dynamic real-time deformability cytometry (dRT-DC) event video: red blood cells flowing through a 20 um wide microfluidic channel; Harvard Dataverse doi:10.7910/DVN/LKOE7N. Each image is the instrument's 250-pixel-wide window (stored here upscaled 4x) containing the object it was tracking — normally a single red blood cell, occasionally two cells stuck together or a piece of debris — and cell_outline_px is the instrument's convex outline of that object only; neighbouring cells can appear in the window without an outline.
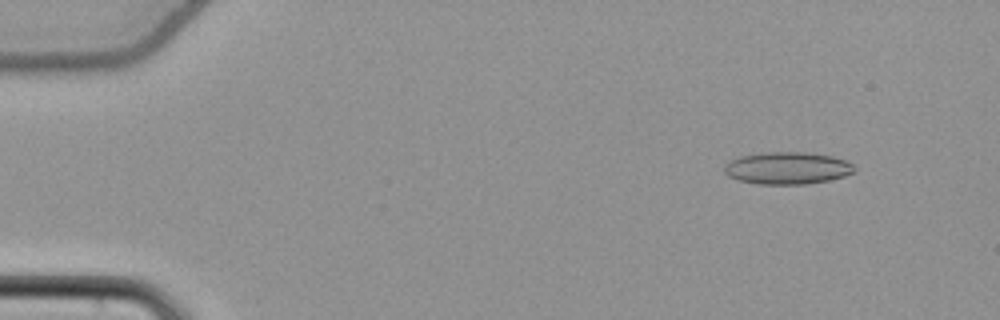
{"species": "common noctule bat (a hibernating species)", "species_latin": "Nyctalus noctula", "temperature_condition": "cold", "stored_images_in_passage": 50, "camera_frame_rate_fps": 3000, "um_per_image_px": 0.085, "animal": {"sex": "female", "body_mass_g": 22.7, "forearm_length_mm": 54.2}, "frame": {"image": 1, "passage_image": 2, "time_ms": 0.333, "image_size_px": [1000, 320], "cell_outline_px": [[856, 172], [844, 176], [828, 180], [804, 184], [756, 184], [736, 180], [728, 176], [724, 172], [724, 168], [732, 160], [740, 156], [768, 152], [804, 152], [832, 156], [844, 160], [852, 164], [856, 168]], "centroid_in_image_um": [66.93, 14.3], "position_along_channel_um": 18.1, "area_um2": 24.33}}
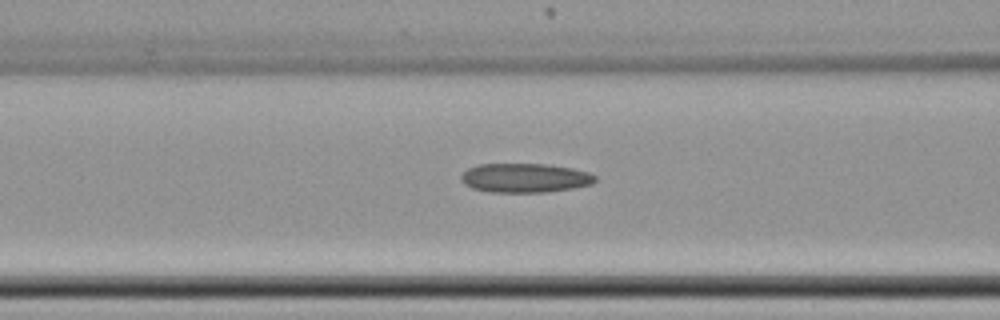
{"frame": {"image": 2, "passage_image": 19, "time_ms": 6.0, "image_size_px": [1000, 320], "cell_outline_px": [[596, 180], [592, 184], [572, 188], [544, 192], [492, 192], [472, 188], [464, 184], [460, 180], [460, 176], [468, 168], [476, 164], [544, 164], [572, 168], [588, 172], [596, 176]], "centroid_in_image_um": [44.59, 15.12], "position_along_channel_um": 122.0, "area_um2": 22.77}}
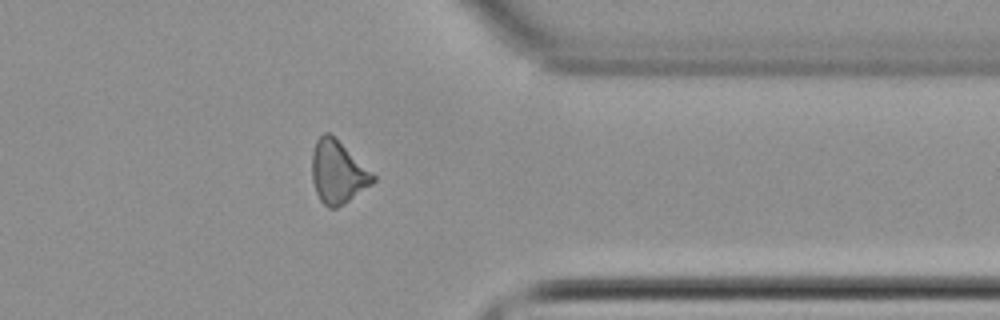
{"frame": {"image": 3, "passage_image": 40, "time_ms": 13.0, "image_size_px": [1000, 320], "cell_outline_px": [[376, 180], [372, 184], [344, 204], [336, 208], [328, 208], [320, 200], [316, 192], [312, 180], [312, 152], [316, 140], [324, 132], [328, 132], [372, 172], [376, 176]], "centroid_in_image_um": [28.69, 14.66], "position_along_channel_um": 382.7, "area_um2": 22.02}}